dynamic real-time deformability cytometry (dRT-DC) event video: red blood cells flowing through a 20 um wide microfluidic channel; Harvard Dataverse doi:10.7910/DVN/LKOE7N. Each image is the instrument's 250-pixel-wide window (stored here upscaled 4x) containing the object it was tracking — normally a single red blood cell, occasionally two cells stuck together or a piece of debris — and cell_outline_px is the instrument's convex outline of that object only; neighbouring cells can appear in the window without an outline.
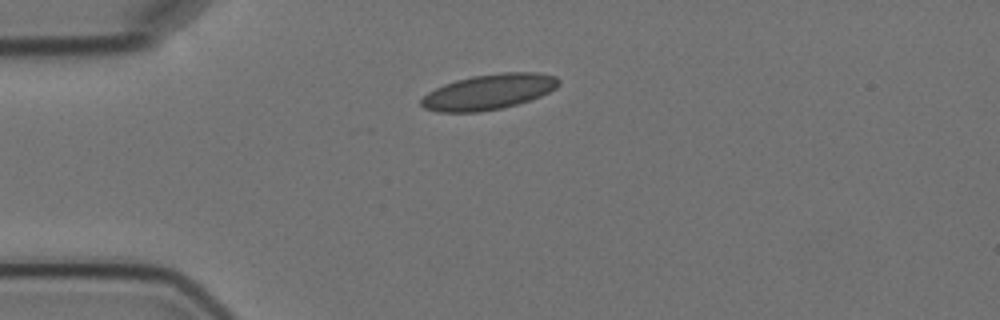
{"species": "Egyptian fruit bat (a non-hibernating species)", "species_latin": "Rousettus aegyptiacus", "temperature_condition": "cold", "stored_images_in_passage": 4, "camera_frame_rate_fps": 3000, "um_per_image_px": 0.085, "animal": {"sex": "female"}, "frame": {"image": 1, "passage_image": 1, "time_ms": 0.0, "image_size_px": [1000, 320], "cell_outline_px": [[560, 84], [556, 88], [540, 96], [504, 108], [480, 112], [436, 112], [424, 108], [420, 104], [420, 100], [428, 92], [444, 84], [456, 80], [472, 76], [500, 72], [540, 72], [556, 76], [560, 80]], "centroid_in_image_um": [41.55, 7.8], "position_along_channel_um": 43.5, "area_um2": 28.5}}
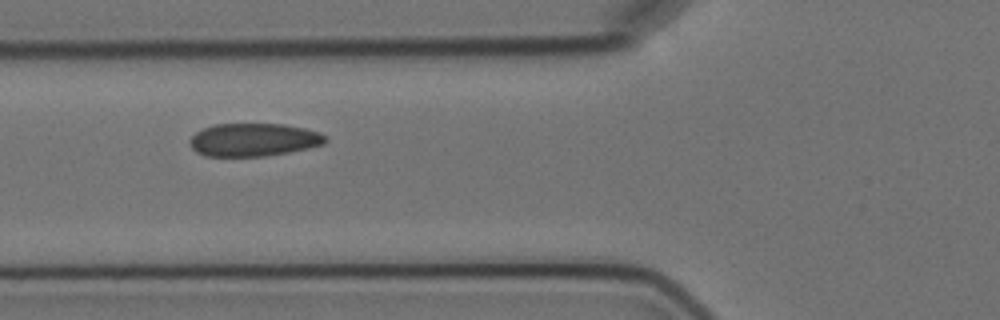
{"frame": {"image": 2, "passage_image": 3, "time_ms": 2.333, "image_size_px": [1000, 320], "cell_outline_px": [[328, 140], [324, 144], [308, 148], [288, 152], [264, 156], [204, 156], [196, 152], [188, 144], [188, 140], [196, 132], [212, 124], [284, 124], [304, 128], [320, 132], [328, 136]], "centroid_in_image_um": [21.55, 11.88], "position_along_channel_um": 104.2, "area_um2": 26.3}}
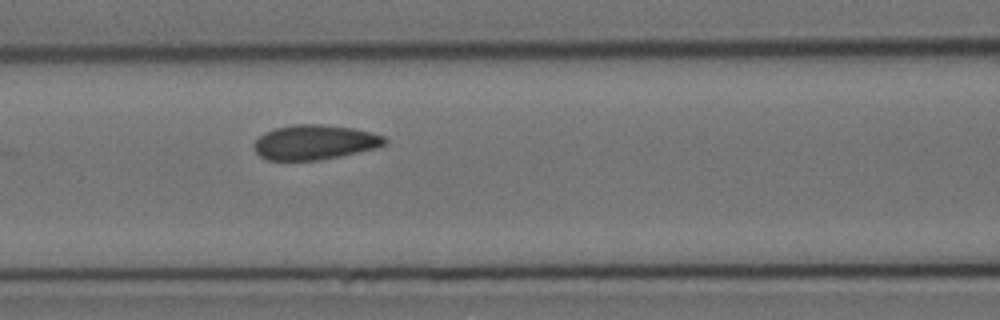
{"frame": {"image": 3, "passage_image": 4, "time_ms": 3.333, "image_size_px": [1000, 320], "cell_outline_px": [[388, 144], [376, 148], [340, 156], [320, 160], [268, 160], [260, 156], [256, 152], [252, 144], [264, 132], [276, 128], [292, 124], [320, 124], [352, 128], [372, 132], [384, 136], [388, 140]], "centroid_in_image_um": [26.76, 12.09], "position_along_channel_um": 139.8, "area_um2": 26.59}}